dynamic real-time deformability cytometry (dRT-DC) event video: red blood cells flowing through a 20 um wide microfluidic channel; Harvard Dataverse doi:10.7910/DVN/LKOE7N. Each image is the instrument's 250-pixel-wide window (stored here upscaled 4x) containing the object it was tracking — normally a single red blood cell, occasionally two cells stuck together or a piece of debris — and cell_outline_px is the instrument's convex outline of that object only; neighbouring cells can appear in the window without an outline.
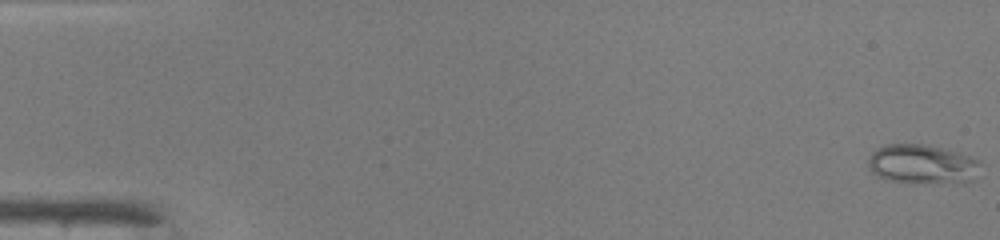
{"species": "common noctule bat (a hibernating species)", "species_latin": "Nyctalus noctula", "temperature_condition": "warm", "stored_images_in_passage": 19, "camera_frame_rate_fps": 3000, "um_per_image_px": 0.085, "animal": {"sex": "male", "body_mass_g": 19.0, "forearm_length_mm": 50.8}, "frame": {"image": 1, "passage_image": 1, "time_ms": 0.0, "image_size_px": [1000, 240], "cell_outline_px": [[980, 164], [972, 180], [964, 184], [888, 180], [876, 176], [868, 168], [868, 160], [872, 152], [876, 148], [884, 144], [924, 144], [960, 152], [972, 156], [980, 160]], "centroid_in_image_um": [78.4, 13.94], "position_along_channel_um": 6.6, "area_um2": 25.89}}
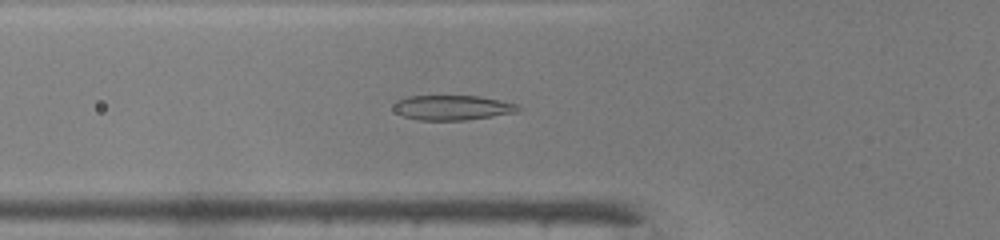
{"frame": {"image": 2, "passage_image": 18, "time_ms": 5.667, "image_size_px": [1000, 240], "cell_outline_px": [[520, 108], [516, 112], [468, 120], [420, 120], [404, 116], [396, 112], [392, 108], [396, 100], [408, 96], [480, 96], [500, 100], [516, 104]], "centroid_in_image_um": [38.42, 9.14], "position_along_channel_um": 87.4, "area_um2": 17.98}}